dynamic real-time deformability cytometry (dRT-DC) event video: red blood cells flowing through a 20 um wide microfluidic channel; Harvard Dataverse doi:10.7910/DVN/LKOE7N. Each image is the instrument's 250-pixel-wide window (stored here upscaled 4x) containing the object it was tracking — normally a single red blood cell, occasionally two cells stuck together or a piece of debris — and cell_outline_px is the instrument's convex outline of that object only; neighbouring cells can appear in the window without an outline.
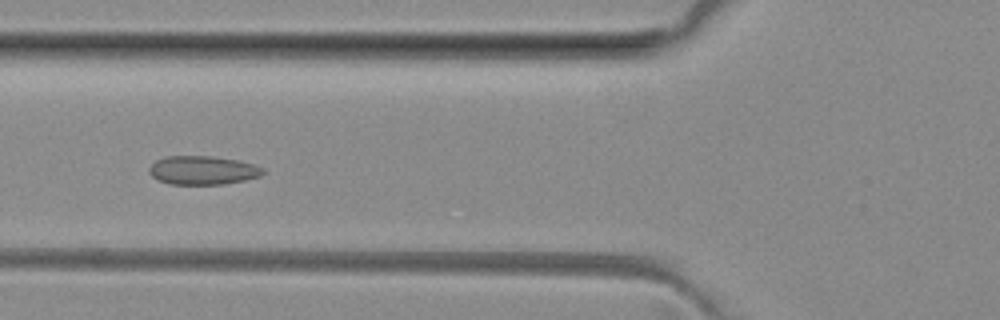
{"species": "common noctule bat (a hibernating species)", "species_latin": "Nyctalus noctula", "temperature_condition": "room temperature", "stored_images_in_passage": 5, "camera_frame_rate_fps": 3000, "um_per_image_px": 0.085, "animal": {"sex": "female", "body_mass_g": 29.2, "forearm_length_mm": 56.3}, "frame": {"image": 1, "passage_image": 5, "time_ms": 5.667, "image_size_px": [1000, 320], "cell_outline_px": [[264, 172], [260, 176], [244, 180], [224, 184], [168, 184], [156, 180], [148, 172], [148, 168], [156, 160], [164, 156], [212, 156], [240, 160], [264, 168]], "centroid_in_image_um": [17.2, 14.47], "position_along_channel_um": 108.6, "area_um2": 19.19}}